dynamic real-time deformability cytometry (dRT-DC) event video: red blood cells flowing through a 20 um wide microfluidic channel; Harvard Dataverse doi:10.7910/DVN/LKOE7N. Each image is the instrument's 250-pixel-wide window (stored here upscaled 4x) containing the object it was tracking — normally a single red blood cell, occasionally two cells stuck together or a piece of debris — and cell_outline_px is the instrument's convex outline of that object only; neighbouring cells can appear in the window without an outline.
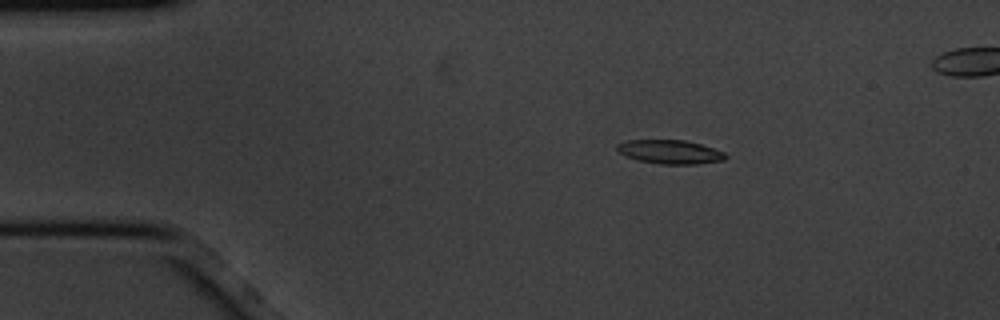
{"species": "common noctule bat (a hibernating species)", "species_latin": "Nyctalus noctula", "temperature_condition": "cold", "stored_images_in_passage": 5, "camera_frame_rate_fps": 3000, "um_per_image_px": 0.085, "animal": {"sex": "male", "body_mass_g": 20.1, "forearm_length_mm": 53.5}, "frame": {"image": 1, "passage_image": 3, "time_ms": 0.667, "image_size_px": [1000, 320], "cell_outline_px": [[728, 156], [724, 160], [696, 164], [660, 164], [636, 160], [624, 156], [616, 152], [616, 144], [628, 140], [684, 140], [700, 144], [724, 152]], "centroid_in_image_um": [56.89, 12.91], "position_along_channel_um": 28.1, "area_um2": 15.2}}